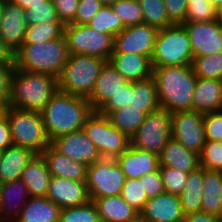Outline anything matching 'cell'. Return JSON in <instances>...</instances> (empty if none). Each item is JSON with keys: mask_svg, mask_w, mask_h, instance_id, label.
Segmentation results:
<instances>
[{"mask_svg": "<svg viewBox=\"0 0 222 222\" xmlns=\"http://www.w3.org/2000/svg\"><path fill=\"white\" fill-rule=\"evenodd\" d=\"M93 111L87 98L58 90L41 112L50 141L82 130L86 119Z\"/></svg>", "mask_w": 222, "mask_h": 222, "instance_id": "1", "label": "cell"}, {"mask_svg": "<svg viewBox=\"0 0 222 222\" xmlns=\"http://www.w3.org/2000/svg\"><path fill=\"white\" fill-rule=\"evenodd\" d=\"M158 101L169 113L192 110V99L197 76L191 65L153 68Z\"/></svg>", "mask_w": 222, "mask_h": 222, "instance_id": "2", "label": "cell"}, {"mask_svg": "<svg viewBox=\"0 0 222 222\" xmlns=\"http://www.w3.org/2000/svg\"><path fill=\"white\" fill-rule=\"evenodd\" d=\"M69 52L63 35L55 40L22 44L13 54L15 68L30 73L48 74L59 78L68 60Z\"/></svg>", "mask_w": 222, "mask_h": 222, "instance_id": "3", "label": "cell"}, {"mask_svg": "<svg viewBox=\"0 0 222 222\" xmlns=\"http://www.w3.org/2000/svg\"><path fill=\"white\" fill-rule=\"evenodd\" d=\"M57 91V78L15 68L8 107L41 113Z\"/></svg>", "mask_w": 222, "mask_h": 222, "instance_id": "4", "label": "cell"}, {"mask_svg": "<svg viewBox=\"0 0 222 222\" xmlns=\"http://www.w3.org/2000/svg\"><path fill=\"white\" fill-rule=\"evenodd\" d=\"M106 62L104 59L90 55H69L58 78V90L88 98Z\"/></svg>", "mask_w": 222, "mask_h": 222, "instance_id": "5", "label": "cell"}, {"mask_svg": "<svg viewBox=\"0 0 222 222\" xmlns=\"http://www.w3.org/2000/svg\"><path fill=\"white\" fill-rule=\"evenodd\" d=\"M193 52L183 24L159 29L151 57L152 68L191 65Z\"/></svg>", "mask_w": 222, "mask_h": 222, "instance_id": "6", "label": "cell"}, {"mask_svg": "<svg viewBox=\"0 0 222 222\" xmlns=\"http://www.w3.org/2000/svg\"><path fill=\"white\" fill-rule=\"evenodd\" d=\"M13 145L41 154L51 141L46 133L41 113L6 107Z\"/></svg>", "mask_w": 222, "mask_h": 222, "instance_id": "7", "label": "cell"}, {"mask_svg": "<svg viewBox=\"0 0 222 222\" xmlns=\"http://www.w3.org/2000/svg\"><path fill=\"white\" fill-rule=\"evenodd\" d=\"M64 36L69 55H90L109 61L114 51V36L93 30L88 25L65 24Z\"/></svg>", "mask_w": 222, "mask_h": 222, "instance_id": "8", "label": "cell"}, {"mask_svg": "<svg viewBox=\"0 0 222 222\" xmlns=\"http://www.w3.org/2000/svg\"><path fill=\"white\" fill-rule=\"evenodd\" d=\"M104 158H117L130 145V138L120 132L108 116L93 111L82 128Z\"/></svg>", "mask_w": 222, "mask_h": 222, "instance_id": "9", "label": "cell"}, {"mask_svg": "<svg viewBox=\"0 0 222 222\" xmlns=\"http://www.w3.org/2000/svg\"><path fill=\"white\" fill-rule=\"evenodd\" d=\"M171 113L159 109L146 115L144 122L130 138V145L160 155L172 138Z\"/></svg>", "mask_w": 222, "mask_h": 222, "instance_id": "10", "label": "cell"}, {"mask_svg": "<svg viewBox=\"0 0 222 222\" xmlns=\"http://www.w3.org/2000/svg\"><path fill=\"white\" fill-rule=\"evenodd\" d=\"M126 177L115 158H104L87 168L86 185L90 200L120 195Z\"/></svg>", "mask_w": 222, "mask_h": 222, "instance_id": "11", "label": "cell"}, {"mask_svg": "<svg viewBox=\"0 0 222 222\" xmlns=\"http://www.w3.org/2000/svg\"><path fill=\"white\" fill-rule=\"evenodd\" d=\"M204 115L194 110H180L171 113L172 138L197 154H200L206 142Z\"/></svg>", "mask_w": 222, "mask_h": 222, "instance_id": "12", "label": "cell"}, {"mask_svg": "<svg viewBox=\"0 0 222 222\" xmlns=\"http://www.w3.org/2000/svg\"><path fill=\"white\" fill-rule=\"evenodd\" d=\"M159 29L145 24L127 26L114 37V51L136 54L151 60Z\"/></svg>", "mask_w": 222, "mask_h": 222, "instance_id": "13", "label": "cell"}, {"mask_svg": "<svg viewBox=\"0 0 222 222\" xmlns=\"http://www.w3.org/2000/svg\"><path fill=\"white\" fill-rule=\"evenodd\" d=\"M51 145L64 156L87 167L102 158L96 146L83 129L62 135L54 139Z\"/></svg>", "mask_w": 222, "mask_h": 222, "instance_id": "14", "label": "cell"}, {"mask_svg": "<svg viewBox=\"0 0 222 222\" xmlns=\"http://www.w3.org/2000/svg\"><path fill=\"white\" fill-rule=\"evenodd\" d=\"M194 57L222 52V28L217 21L183 23Z\"/></svg>", "mask_w": 222, "mask_h": 222, "instance_id": "15", "label": "cell"}, {"mask_svg": "<svg viewBox=\"0 0 222 222\" xmlns=\"http://www.w3.org/2000/svg\"><path fill=\"white\" fill-rule=\"evenodd\" d=\"M27 28L24 9L13 2H5L0 19V38L12 54L23 44Z\"/></svg>", "mask_w": 222, "mask_h": 222, "instance_id": "16", "label": "cell"}, {"mask_svg": "<svg viewBox=\"0 0 222 222\" xmlns=\"http://www.w3.org/2000/svg\"><path fill=\"white\" fill-rule=\"evenodd\" d=\"M61 209L77 207L90 201L86 181L52 176L46 196Z\"/></svg>", "mask_w": 222, "mask_h": 222, "instance_id": "17", "label": "cell"}, {"mask_svg": "<svg viewBox=\"0 0 222 222\" xmlns=\"http://www.w3.org/2000/svg\"><path fill=\"white\" fill-rule=\"evenodd\" d=\"M139 215L147 222H183L186 216L179 196L166 192L148 199Z\"/></svg>", "mask_w": 222, "mask_h": 222, "instance_id": "18", "label": "cell"}, {"mask_svg": "<svg viewBox=\"0 0 222 222\" xmlns=\"http://www.w3.org/2000/svg\"><path fill=\"white\" fill-rule=\"evenodd\" d=\"M116 161L126 179H139L160 168L159 155L131 145L116 158Z\"/></svg>", "mask_w": 222, "mask_h": 222, "instance_id": "19", "label": "cell"}, {"mask_svg": "<svg viewBox=\"0 0 222 222\" xmlns=\"http://www.w3.org/2000/svg\"><path fill=\"white\" fill-rule=\"evenodd\" d=\"M29 198L28 189L21 179L2 183L0 207L3 222H15Z\"/></svg>", "mask_w": 222, "mask_h": 222, "instance_id": "20", "label": "cell"}, {"mask_svg": "<svg viewBox=\"0 0 222 222\" xmlns=\"http://www.w3.org/2000/svg\"><path fill=\"white\" fill-rule=\"evenodd\" d=\"M126 82L128 81L107 61L101 69L93 91L87 98L93 110L98 111Z\"/></svg>", "mask_w": 222, "mask_h": 222, "instance_id": "21", "label": "cell"}, {"mask_svg": "<svg viewBox=\"0 0 222 222\" xmlns=\"http://www.w3.org/2000/svg\"><path fill=\"white\" fill-rule=\"evenodd\" d=\"M192 110L203 114L222 110V80L200 78L194 87Z\"/></svg>", "mask_w": 222, "mask_h": 222, "instance_id": "22", "label": "cell"}, {"mask_svg": "<svg viewBox=\"0 0 222 222\" xmlns=\"http://www.w3.org/2000/svg\"><path fill=\"white\" fill-rule=\"evenodd\" d=\"M52 176L86 181L87 166L58 152L51 144L41 153Z\"/></svg>", "mask_w": 222, "mask_h": 222, "instance_id": "23", "label": "cell"}, {"mask_svg": "<svg viewBox=\"0 0 222 222\" xmlns=\"http://www.w3.org/2000/svg\"><path fill=\"white\" fill-rule=\"evenodd\" d=\"M109 62L127 81L144 80L153 73L151 60L145 56L113 52Z\"/></svg>", "mask_w": 222, "mask_h": 222, "instance_id": "24", "label": "cell"}, {"mask_svg": "<svg viewBox=\"0 0 222 222\" xmlns=\"http://www.w3.org/2000/svg\"><path fill=\"white\" fill-rule=\"evenodd\" d=\"M36 155L32 150L12 145L0 155V183L21 178L22 171Z\"/></svg>", "mask_w": 222, "mask_h": 222, "instance_id": "25", "label": "cell"}, {"mask_svg": "<svg viewBox=\"0 0 222 222\" xmlns=\"http://www.w3.org/2000/svg\"><path fill=\"white\" fill-rule=\"evenodd\" d=\"M160 166H167L190 173L200 167L199 154L187 149L180 142L171 138L159 155Z\"/></svg>", "mask_w": 222, "mask_h": 222, "instance_id": "26", "label": "cell"}, {"mask_svg": "<svg viewBox=\"0 0 222 222\" xmlns=\"http://www.w3.org/2000/svg\"><path fill=\"white\" fill-rule=\"evenodd\" d=\"M52 175L45 159L36 154L22 171L21 180L25 183L30 197H46Z\"/></svg>", "mask_w": 222, "mask_h": 222, "instance_id": "27", "label": "cell"}, {"mask_svg": "<svg viewBox=\"0 0 222 222\" xmlns=\"http://www.w3.org/2000/svg\"><path fill=\"white\" fill-rule=\"evenodd\" d=\"M101 222H128L139 215L120 195L94 198Z\"/></svg>", "mask_w": 222, "mask_h": 222, "instance_id": "28", "label": "cell"}, {"mask_svg": "<svg viewBox=\"0 0 222 222\" xmlns=\"http://www.w3.org/2000/svg\"><path fill=\"white\" fill-rule=\"evenodd\" d=\"M61 210L47 197H30L15 222H59Z\"/></svg>", "mask_w": 222, "mask_h": 222, "instance_id": "29", "label": "cell"}, {"mask_svg": "<svg viewBox=\"0 0 222 222\" xmlns=\"http://www.w3.org/2000/svg\"><path fill=\"white\" fill-rule=\"evenodd\" d=\"M201 212L222 218V171L203 168V200Z\"/></svg>", "mask_w": 222, "mask_h": 222, "instance_id": "30", "label": "cell"}, {"mask_svg": "<svg viewBox=\"0 0 222 222\" xmlns=\"http://www.w3.org/2000/svg\"><path fill=\"white\" fill-rule=\"evenodd\" d=\"M129 105L130 108L140 109L146 114L160 109L157 86L153 76L132 82Z\"/></svg>", "mask_w": 222, "mask_h": 222, "instance_id": "31", "label": "cell"}, {"mask_svg": "<svg viewBox=\"0 0 222 222\" xmlns=\"http://www.w3.org/2000/svg\"><path fill=\"white\" fill-rule=\"evenodd\" d=\"M185 215L199 213L203 200V167L188 174L186 185L178 195Z\"/></svg>", "mask_w": 222, "mask_h": 222, "instance_id": "32", "label": "cell"}, {"mask_svg": "<svg viewBox=\"0 0 222 222\" xmlns=\"http://www.w3.org/2000/svg\"><path fill=\"white\" fill-rule=\"evenodd\" d=\"M146 115L140 109L130 108V105H126L113 111L108 117L120 132L131 138L144 122Z\"/></svg>", "mask_w": 222, "mask_h": 222, "instance_id": "33", "label": "cell"}, {"mask_svg": "<svg viewBox=\"0 0 222 222\" xmlns=\"http://www.w3.org/2000/svg\"><path fill=\"white\" fill-rule=\"evenodd\" d=\"M86 25L93 30L111 34L114 37L126 28L111 6L107 5H103L98 13Z\"/></svg>", "mask_w": 222, "mask_h": 222, "instance_id": "34", "label": "cell"}, {"mask_svg": "<svg viewBox=\"0 0 222 222\" xmlns=\"http://www.w3.org/2000/svg\"><path fill=\"white\" fill-rule=\"evenodd\" d=\"M191 66L197 77L222 80V52L194 57Z\"/></svg>", "mask_w": 222, "mask_h": 222, "instance_id": "35", "label": "cell"}, {"mask_svg": "<svg viewBox=\"0 0 222 222\" xmlns=\"http://www.w3.org/2000/svg\"><path fill=\"white\" fill-rule=\"evenodd\" d=\"M62 22L28 25L23 44L41 43L55 40L64 35Z\"/></svg>", "mask_w": 222, "mask_h": 222, "instance_id": "36", "label": "cell"}, {"mask_svg": "<svg viewBox=\"0 0 222 222\" xmlns=\"http://www.w3.org/2000/svg\"><path fill=\"white\" fill-rule=\"evenodd\" d=\"M143 12V23L158 29L166 28L173 23L169 20L164 0H138Z\"/></svg>", "mask_w": 222, "mask_h": 222, "instance_id": "37", "label": "cell"}, {"mask_svg": "<svg viewBox=\"0 0 222 222\" xmlns=\"http://www.w3.org/2000/svg\"><path fill=\"white\" fill-rule=\"evenodd\" d=\"M24 13L28 25L61 22L55 10L53 0H45L44 4L27 6Z\"/></svg>", "mask_w": 222, "mask_h": 222, "instance_id": "38", "label": "cell"}, {"mask_svg": "<svg viewBox=\"0 0 222 222\" xmlns=\"http://www.w3.org/2000/svg\"><path fill=\"white\" fill-rule=\"evenodd\" d=\"M59 222H101L92 200L77 207L63 208Z\"/></svg>", "mask_w": 222, "mask_h": 222, "instance_id": "39", "label": "cell"}, {"mask_svg": "<svg viewBox=\"0 0 222 222\" xmlns=\"http://www.w3.org/2000/svg\"><path fill=\"white\" fill-rule=\"evenodd\" d=\"M111 8L125 27L143 23V12L138 0H120L112 4Z\"/></svg>", "mask_w": 222, "mask_h": 222, "instance_id": "40", "label": "cell"}, {"mask_svg": "<svg viewBox=\"0 0 222 222\" xmlns=\"http://www.w3.org/2000/svg\"><path fill=\"white\" fill-rule=\"evenodd\" d=\"M120 196L140 213L148 200L143 187V176L139 179H126Z\"/></svg>", "mask_w": 222, "mask_h": 222, "instance_id": "41", "label": "cell"}, {"mask_svg": "<svg viewBox=\"0 0 222 222\" xmlns=\"http://www.w3.org/2000/svg\"><path fill=\"white\" fill-rule=\"evenodd\" d=\"M199 164L204 169L222 171V141L206 140L199 154Z\"/></svg>", "mask_w": 222, "mask_h": 222, "instance_id": "42", "label": "cell"}, {"mask_svg": "<svg viewBox=\"0 0 222 222\" xmlns=\"http://www.w3.org/2000/svg\"><path fill=\"white\" fill-rule=\"evenodd\" d=\"M159 169L165 192L179 195L186 185L189 173L167 166H160Z\"/></svg>", "mask_w": 222, "mask_h": 222, "instance_id": "43", "label": "cell"}, {"mask_svg": "<svg viewBox=\"0 0 222 222\" xmlns=\"http://www.w3.org/2000/svg\"><path fill=\"white\" fill-rule=\"evenodd\" d=\"M216 10L210 3L188 4L184 23L216 21Z\"/></svg>", "mask_w": 222, "mask_h": 222, "instance_id": "44", "label": "cell"}, {"mask_svg": "<svg viewBox=\"0 0 222 222\" xmlns=\"http://www.w3.org/2000/svg\"><path fill=\"white\" fill-rule=\"evenodd\" d=\"M130 92H132V82H126L122 88L98 110L99 113L109 116L113 111L123 108L130 103Z\"/></svg>", "mask_w": 222, "mask_h": 222, "instance_id": "45", "label": "cell"}, {"mask_svg": "<svg viewBox=\"0 0 222 222\" xmlns=\"http://www.w3.org/2000/svg\"><path fill=\"white\" fill-rule=\"evenodd\" d=\"M103 7L101 0H79L73 24L86 25Z\"/></svg>", "mask_w": 222, "mask_h": 222, "instance_id": "46", "label": "cell"}, {"mask_svg": "<svg viewBox=\"0 0 222 222\" xmlns=\"http://www.w3.org/2000/svg\"><path fill=\"white\" fill-rule=\"evenodd\" d=\"M205 138L209 141H222V110L204 115Z\"/></svg>", "mask_w": 222, "mask_h": 222, "instance_id": "47", "label": "cell"}, {"mask_svg": "<svg viewBox=\"0 0 222 222\" xmlns=\"http://www.w3.org/2000/svg\"><path fill=\"white\" fill-rule=\"evenodd\" d=\"M14 63H0V102L8 107L11 96V79Z\"/></svg>", "mask_w": 222, "mask_h": 222, "instance_id": "48", "label": "cell"}, {"mask_svg": "<svg viewBox=\"0 0 222 222\" xmlns=\"http://www.w3.org/2000/svg\"><path fill=\"white\" fill-rule=\"evenodd\" d=\"M143 187L148 199L165 193L160 169L143 175Z\"/></svg>", "mask_w": 222, "mask_h": 222, "instance_id": "49", "label": "cell"}, {"mask_svg": "<svg viewBox=\"0 0 222 222\" xmlns=\"http://www.w3.org/2000/svg\"><path fill=\"white\" fill-rule=\"evenodd\" d=\"M168 18L173 24H183L187 14V0H164Z\"/></svg>", "mask_w": 222, "mask_h": 222, "instance_id": "50", "label": "cell"}, {"mask_svg": "<svg viewBox=\"0 0 222 222\" xmlns=\"http://www.w3.org/2000/svg\"><path fill=\"white\" fill-rule=\"evenodd\" d=\"M53 3L58 17L64 25L74 20L79 0H53Z\"/></svg>", "mask_w": 222, "mask_h": 222, "instance_id": "51", "label": "cell"}, {"mask_svg": "<svg viewBox=\"0 0 222 222\" xmlns=\"http://www.w3.org/2000/svg\"><path fill=\"white\" fill-rule=\"evenodd\" d=\"M13 145L10 125L7 115L4 113L0 116V151H4Z\"/></svg>", "mask_w": 222, "mask_h": 222, "instance_id": "52", "label": "cell"}, {"mask_svg": "<svg viewBox=\"0 0 222 222\" xmlns=\"http://www.w3.org/2000/svg\"><path fill=\"white\" fill-rule=\"evenodd\" d=\"M219 220L220 218L215 215L199 212L186 215L183 222H218Z\"/></svg>", "mask_w": 222, "mask_h": 222, "instance_id": "53", "label": "cell"}, {"mask_svg": "<svg viewBox=\"0 0 222 222\" xmlns=\"http://www.w3.org/2000/svg\"><path fill=\"white\" fill-rule=\"evenodd\" d=\"M0 63H14L13 54L4 45L3 40L0 38Z\"/></svg>", "mask_w": 222, "mask_h": 222, "instance_id": "54", "label": "cell"}, {"mask_svg": "<svg viewBox=\"0 0 222 222\" xmlns=\"http://www.w3.org/2000/svg\"><path fill=\"white\" fill-rule=\"evenodd\" d=\"M44 1L45 0H13L12 2L25 10L27 6L44 4Z\"/></svg>", "mask_w": 222, "mask_h": 222, "instance_id": "55", "label": "cell"}, {"mask_svg": "<svg viewBox=\"0 0 222 222\" xmlns=\"http://www.w3.org/2000/svg\"><path fill=\"white\" fill-rule=\"evenodd\" d=\"M216 21L222 28V6L216 10Z\"/></svg>", "mask_w": 222, "mask_h": 222, "instance_id": "56", "label": "cell"}, {"mask_svg": "<svg viewBox=\"0 0 222 222\" xmlns=\"http://www.w3.org/2000/svg\"><path fill=\"white\" fill-rule=\"evenodd\" d=\"M208 2L213 5L216 9L222 6V0H208Z\"/></svg>", "mask_w": 222, "mask_h": 222, "instance_id": "57", "label": "cell"}, {"mask_svg": "<svg viewBox=\"0 0 222 222\" xmlns=\"http://www.w3.org/2000/svg\"><path fill=\"white\" fill-rule=\"evenodd\" d=\"M188 4L209 3L208 0H187Z\"/></svg>", "mask_w": 222, "mask_h": 222, "instance_id": "58", "label": "cell"}, {"mask_svg": "<svg viewBox=\"0 0 222 222\" xmlns=\"http://www.w3.org/2000/svg\"><path fill=\"white\" fill-rule=\"evenodd\" d=\"M103 5L111 6L112 4L120 1V0H101Z\"/></svg>", "mask_w": 222, "mask_h": 222, "instance_id": "59", "label": "cell"}, {"mask_svg": "<svg viewBox=\"0 0 222 222\" xmlns=\"http://www.w3.org/2000/svg\"><path fill=\"white\" fill-rule=\"evenodd\" d=\"M128 222H147V221L144 220L140 215H137L135 218H133L132 220Z\"/></svg>", "mask_w": 222, "mask_h": 222, "instance_id": "60", "label": "cell"}, {"mask_svg": "<svg viewBox=\"0 0 222 222\" xmlns=\"http://www.w3.org/2000/svg\"><path fill=\"white\" fill-rule=\"evenodd\" d=\"M4 6H5V1L4 0H0V19H1L2 15H3Z\"/></svg>", "mask_w": 222, "mask_h": 222, "instance_id": "61", "label": "cell"}, {"mask_svg": "<svg viewBox=\"0 0 222 222\" xmlns=\"http://www.w3.org/2000/svg\"><path fill=\"white\" fill-rule=\"evenodd\" d=\"M5 108H6V106L3 103L0 102V116L2 114H4Z\"/></svg>", "mask_w": 222, "mask_h": 222, "instance_id": "62", "label": "cell"}, {"mask_svg": "<svg viewBox=\"0 0 222 222\" xmlns=\"http://www.w3.org/2000/svg\"><path fill=\"white\" fill-rule=\"evenodd\" d=\"M0 222H3L2 218H1V207H0Z\"/></svg>", "mask_w": 222, "mask_h": 222, "instance_id": "63", "label": "cell"}, {"mask_svg": "<svg viewBox=\"0 0 222 222\" xmlns=\"http://www.w3.org/2000/svg\"><path fill=\"white\" fill-rule=\"evenodd\" d=\"M5 2H12L13 0H4Z\"/></svg>", "mask_w": 222, "mask_h": 222, "instance_id": "64", "label": "cell"}]
</instances>
